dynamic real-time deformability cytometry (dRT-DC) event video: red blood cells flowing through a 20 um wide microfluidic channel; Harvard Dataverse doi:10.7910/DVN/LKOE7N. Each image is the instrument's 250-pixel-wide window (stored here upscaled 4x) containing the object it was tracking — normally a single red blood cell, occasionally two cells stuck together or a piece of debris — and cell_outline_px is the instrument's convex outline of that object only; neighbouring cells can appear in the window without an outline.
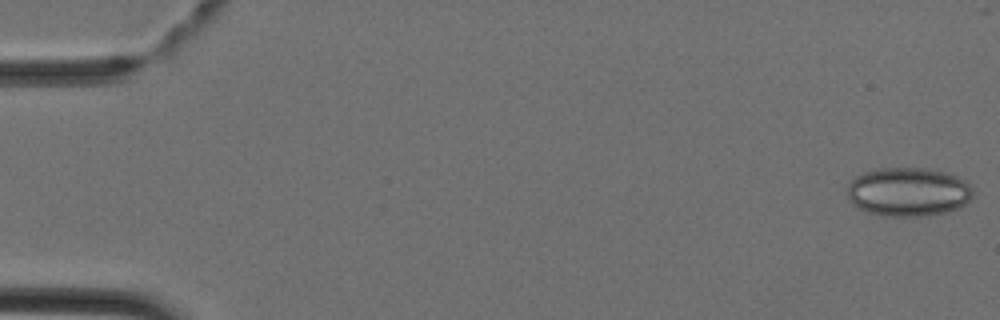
{"species": "Egyptian fruit bat (a non-hibernating species)", "species_latin": "Rousettus aegyptiacus", "temperature_condition": "cold", "stored_images_in_passage": 5, "camera_frame_rate_fps": 3000, "um_per_image_px": 0.085, "animal": {"sex": "female"}, "frame": {"image": 1, "passage_image": 1, "time_ms": 0.0, "image_size_px": [1000, 320], "cell_outline_px": [[972, 196], [964, 204], [948, 212], [928, 216], [884, 216], [868, 212], [856, 208], [848, 200], [848, 184], [856, 176], [864, 172], [880, 168], [928, 168], [944, 172], [956, 176], [964, 180], [972, 188]], "centroid_in_image_um": [77.17, 16.32], "position_along_channel_um": 7.8, "area_um2": 35.89}}